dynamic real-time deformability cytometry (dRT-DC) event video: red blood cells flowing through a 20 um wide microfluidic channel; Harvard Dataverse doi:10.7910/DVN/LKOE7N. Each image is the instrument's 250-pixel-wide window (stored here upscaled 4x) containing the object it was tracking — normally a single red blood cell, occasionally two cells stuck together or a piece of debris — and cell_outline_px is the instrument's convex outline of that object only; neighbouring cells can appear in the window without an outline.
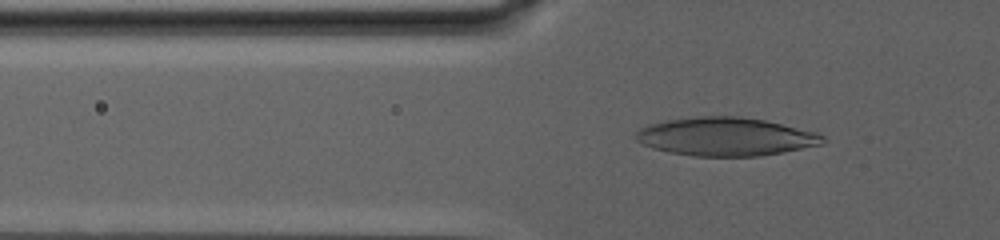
{"species": "human", "species_latin": "Homo sapiens", "temperature_condition": "warm", "stored_images_in_passage": 81, "camera_frame_rate_fps": 3000, "um_per_image_px": 0.085, "donor": {"sex": "male"}, "frame": {"image": 1, "passage_image": 31, "time_ms": 10.0, "image_size_px": [1000, 240], "cell_outline_px": [[824, 140], [820, 144], [784, 152], [760, 156], [692, 156], [668, 152], [652, 148], [636, 140], [636, 132], [640, 128], [648, 124], [668, 120], [696, 116], [740, 116], [764, 120], [816, 132], [824, 136]], "centroid_in_image_um": [61.65, 11.61], "position_along_channel_um": 64.2, "area_um2": 41.67}}
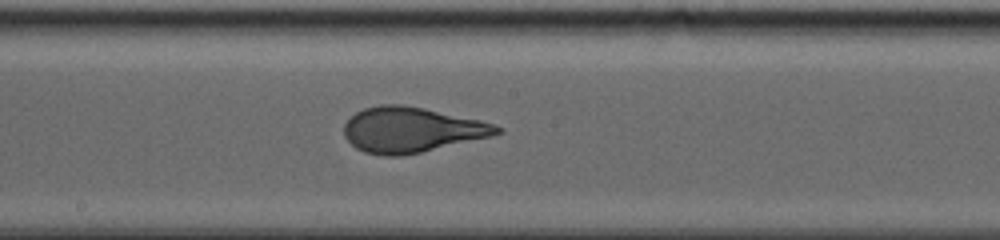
{"frame": {"image": 2, "passage_image": 49, "time_ms": 16.0, "image_size_px": [1000, 240], "cell_outline_px": [[504, 132], [492, 136], [420, 152], [400, 156], [384, 156], [364, 152], [356, 148], [344, 136], [344, 124], [356, 112], [364, 108], [380, 104], [400, 104], [424, 108], [480, 120], [504, 128]], "centroid_in_image_um": [34.97, 11.03], "position_along_channel_um": 213.2, "area_um2": 40.17}}
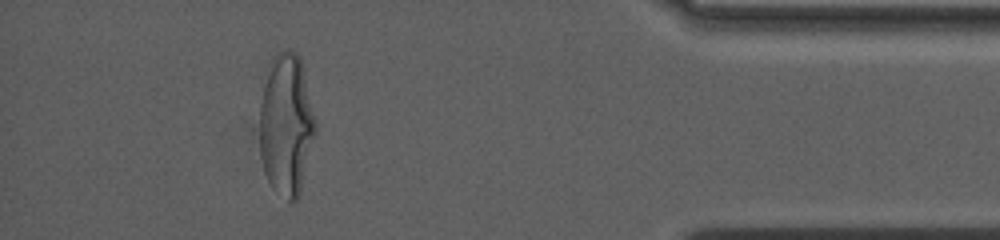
{"frame": {"image": 3, "passage_image": 75, "time_ms": 24.667, "image_size_px": [1000, 240], "cell_outline_px": [[316, 132], [300, 192], [296, 200], [292, 204], [288, 204], [272, 188], [264, 172], [260, 156], [260, 104], [268, 60], [276, 52], [284, 48], [292, 48], [300, 56], [316, 120]], "centroid_in_image_um": [24.32, 10.56], "position_along_channel_um": 410.9, "area_um2": 47.11}, "authors_computed_cell_mechanics": {"area_um2": 41.8472, "velocity_mm_per_s": 2.6949, "shape_relaxation_time_tau1_ms": 9.3511, "shape_relaxation_time_tau2_ms": null, "deformation_change_tau1": 0.3007, "deformation_change_tau2": null}}